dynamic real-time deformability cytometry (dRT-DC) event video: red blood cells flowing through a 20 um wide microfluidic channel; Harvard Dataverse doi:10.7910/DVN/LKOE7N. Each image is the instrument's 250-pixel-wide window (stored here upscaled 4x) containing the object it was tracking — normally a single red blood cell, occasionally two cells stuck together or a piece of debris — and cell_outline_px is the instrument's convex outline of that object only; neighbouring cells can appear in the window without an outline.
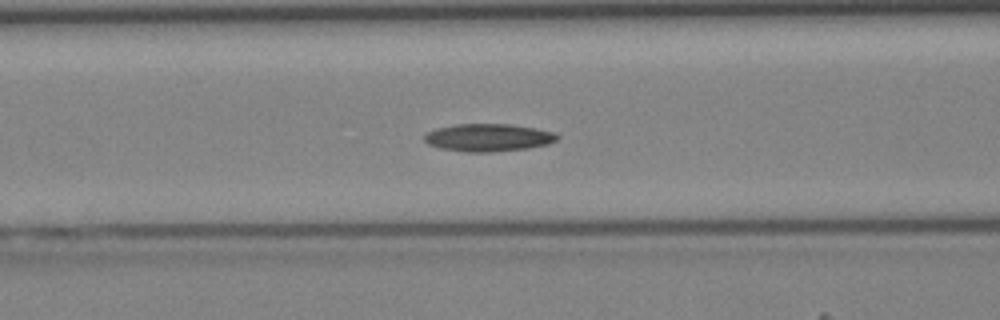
{"species": "Egyptian fruit bat (a non-hibernating species)", "species_latin": "Rousettus aegyptiacus", "temperature_condition": "cold", "stored_images_in_passage": 42, "camera_frame_rate_fps": 3000, "um_per_image_px": 0.085, "animal": {"sex": "female"}, "frame": {"image": 1, "passage_image": 17, "time_ms": 5.333, "image_size_px": [1000, 320], "cell_outline_px": [[560, 136], [556, 140], [548, 144], [528, 148], [492, 152], [464, 152], [440, 148], [428, 144], [424, 140], [424, 136], [428, 132], [436, 128], [456, 124], [508, 124], [536, 128], [556, 132]], "centroid_in_image_um": [41.52, 11.69], "position_along_channel_um": 125.1, "area_um2": 21.5}}
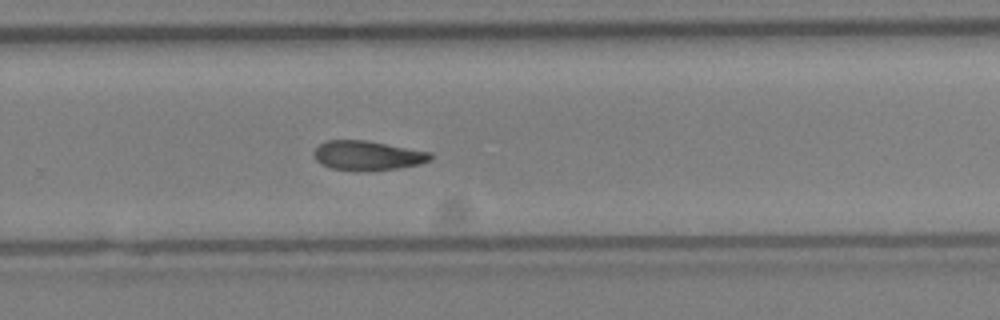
{"frame": {"image": 2, "passage_image": 28, "time_ms": 9.0, "image_size_px": [1000, 320], "cell_outline_px": [[432, 160], [420, 164], [400, 168], [368, 172], [360, 172], [332, 168], [320, 164], [316, 160], [312, 152], [320, 144], [328, 140], [368, 140], [432, 152]], "centroid_in_image_um": [31.27, 13.23], "position_along_channel_um": 298.5, "area_um2": 20.52}}
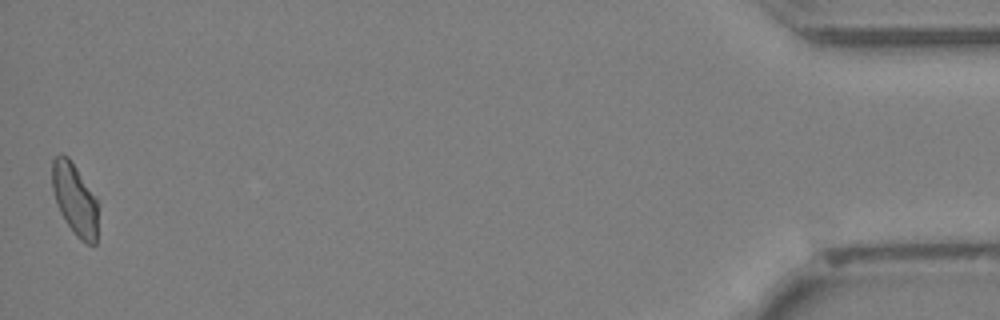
{"frame": {"image": 3, "passage_image": 42, "time_ms": 13.667, "image_size_px": [1000, 320], "cell_outline_px": [[96, 244], [88, 244], [80, 240], [76, 236], [60, 212], [56, 204], [52, 188], [52, 160], [60, 152], [68, 156], [96, 196]], "centroid_in_image_um": [6.33, 16.89], "position_along_channel_um": 428.9, "area_um2": 19.02}}